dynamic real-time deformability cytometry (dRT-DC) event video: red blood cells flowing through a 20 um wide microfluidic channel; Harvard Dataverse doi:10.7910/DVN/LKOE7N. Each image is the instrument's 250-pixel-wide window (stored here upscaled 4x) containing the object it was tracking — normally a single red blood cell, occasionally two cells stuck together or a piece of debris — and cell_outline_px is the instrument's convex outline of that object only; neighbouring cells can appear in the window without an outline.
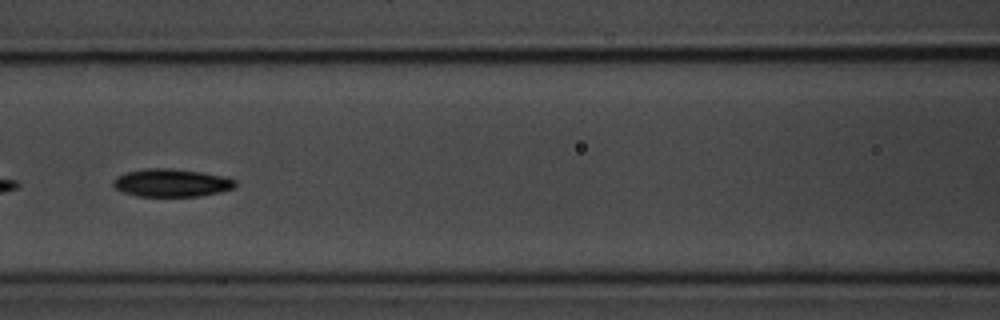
{"species": "common noctule bat (a hibernating species)", "species_latin": "Nyctalus noctula", "temperature_condition": "room temperature", "stored_images_in_passage": 48, "camera_frame_rate_fps": 3000, "um_per_image_px": 0.085, "animal": {"sex": "male", "body_mass_g": 20.1, "forearm_length_mm": 53.5}, "frame": {"image": 1, "passage_image": 17, "time_ms": 5.333, "image_size_px": [1000, 320], "cell_outline_px": [[236, 184], [232, 188], [220, 192], [200, 196], [136, 196], [124, 192], [116, 188], [112, 184], [112, 180], [116, 176], [128, 172], [148, 168], [168, 168], [200, 172], [224, 176], [236, 180]], "centroid_in_image_um": [14.56, 15.54], "position_along_channel_um": 152.0, "area_um2": 19.71}}
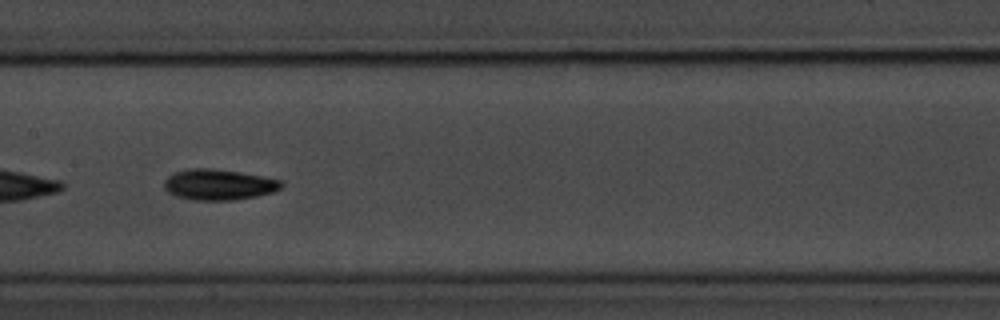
{"frame": {"image": 2, "passage_image": 20, "time_ms": 6.333, "image_size_px": [1000, 320], "cell_outline_px": [[284, 184], [280, 188], [272, 192], [256, 196], [232, 200], [192, 200], [176, 196], [168, 192], [164, 188], [164, 180], [168, 176], [176, 172], [192, 168], [212, 168], [240, 172], [280, 180]], "centroid_in_image_um": [18.56, 15.69], "position_along_channel_um": 188.8, "area_um2": 20.87}}
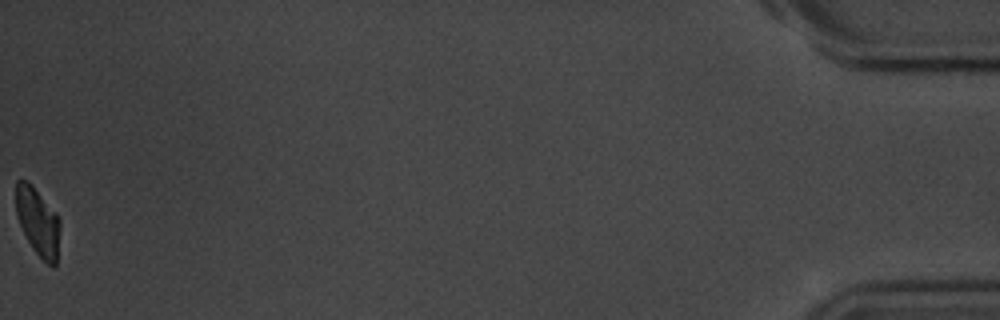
{"frame": {"image": 3, "passage_image": 48, "time_ms": 15.667, "image_size_px": [1000, 320], "cell_outline_px": [[60, 228], [56, 264], [52, 268], [32, 248], [16, 216], [16, 180], [28, 180], [32, 184], [56, 212], [60, 220]], "centroid_in_image_um": [3.23, 18.82], "position_along_channel_um": 432.0, "area_um2": 17.46}, "authors_computed_cell_mechanics": {"area_um2": 19.363, "velocity_mm_per_s": 3.6823, "shape_relaxation_time_tau1_ms": 2.3961, "shape_relaxation_time_tau2_ms": null, "deformation_change_tau1": 0.1284, "deformation_change_tau2": null}}